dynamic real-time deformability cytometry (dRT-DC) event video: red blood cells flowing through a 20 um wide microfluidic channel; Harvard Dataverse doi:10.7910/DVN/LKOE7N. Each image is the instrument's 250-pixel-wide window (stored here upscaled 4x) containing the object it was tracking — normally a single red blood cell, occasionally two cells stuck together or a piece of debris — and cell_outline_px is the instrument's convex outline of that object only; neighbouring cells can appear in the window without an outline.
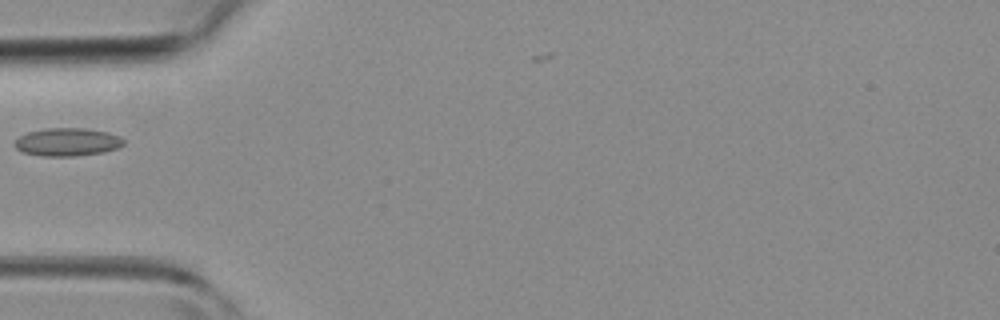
{"species": "common noctule bat (a hibernating species)", "species_latin": "Nyctalus noctula", "temperature_condition": "room temperature", "stored_images_in_passage": 1, "camera_frame_rate_fps": 3000, "um_per_image_px": 0.085, "animal": {"sex": "female", "body_mass_g": 19.3, "forearm_length_mm": 54.1}, "frame": {"image": 1, "passage_image": 1, "time_ms": 0.0, "image_size_px": [1000, 320], "cell_outline_px": [[124, 144], [116, 148], [104, 152], [76, 156], [40, 156], [24, 152], [16, 148], [16, 140], [20, 136], [28, 132], [44, 128], [84, 128], [108, 132], [120, 136], [124, 140]], "centroid_in_image_um": [5.75, 12.07], "position_along_channel_um": 79.3, "area_um2": 17.74}}